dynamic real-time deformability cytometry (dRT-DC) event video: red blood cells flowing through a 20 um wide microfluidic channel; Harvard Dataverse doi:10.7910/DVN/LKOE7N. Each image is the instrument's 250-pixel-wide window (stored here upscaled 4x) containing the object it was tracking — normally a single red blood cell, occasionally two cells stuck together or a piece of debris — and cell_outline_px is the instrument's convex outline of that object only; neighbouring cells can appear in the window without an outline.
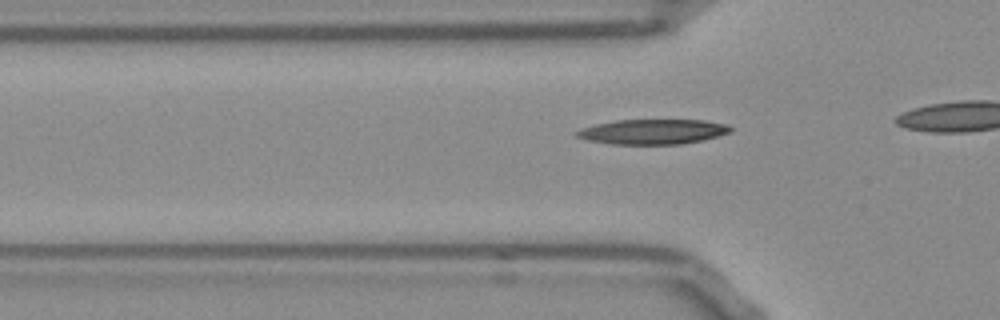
{"species": "Egyptian fruit bat (a non-hibernating species)", "species_latin": "Rousettus aegyptiacus", "temperature_condition": "room temperature", "stored_images_in_passage": 17, "camera_frame_rate_fps": 3000, "um_per_image_px": 0.085, "frame": {"image": 1, "passage_image": 12, "time_ms": 3.667, "image_size_px": [1000, 320], "cell_outline_px": [[732, 132], [700, 140], [680, 144], [608, 144], [588, 140], [576, 136], [572, 132], [580, 128], [596, 124], [616, 120], [704, 120], [724, 124], [732, 128]], "centroid_in_image_um": [55.41, 11.19], "position_along_channel_um": 70.4, "area_um2": 22.31}}
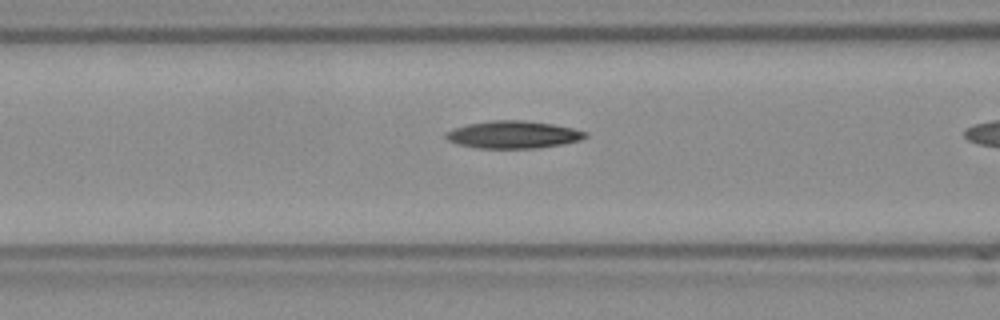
{"frame": {"image": 2, "passage_image": 16, "time_ms": 5.0, "image_size_px": [1000, 320], "cell_outline_px": [[588, 136], [580, 140], [564, 144], [536, 148], [476, 148], [460, 144], [448, 140], [444, 136], [448, 132], [456, 128], [468, 124], [488, 120], [524, 120], [552, 124], [572, 128], [588, 132]], "centroid_in_image_um": [43.67, 11.44], "position_along_channel_um": 122.9, "area_um2": 22.2}}